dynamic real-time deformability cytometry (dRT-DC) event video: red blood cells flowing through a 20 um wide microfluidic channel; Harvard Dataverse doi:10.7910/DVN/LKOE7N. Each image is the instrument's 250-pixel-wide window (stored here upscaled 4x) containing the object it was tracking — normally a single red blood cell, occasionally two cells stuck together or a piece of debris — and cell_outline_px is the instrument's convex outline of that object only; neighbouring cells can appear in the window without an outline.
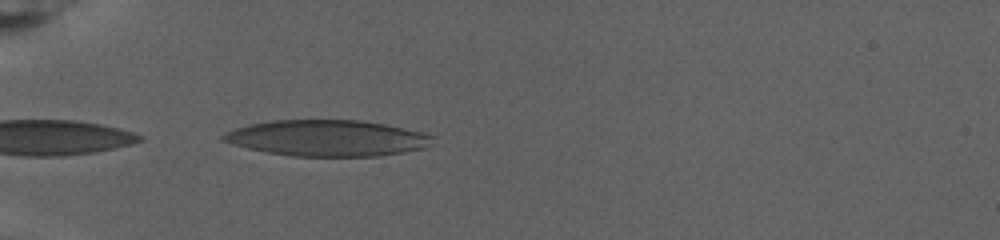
{"species": "human", "species_latin": "Homo sapiens", "temperature_condition": "warm", "stored_images_in_passage": 9, "camera_frame_rate_fps": 3000, "um_per_image_px": 0.085, "donor": {"sex": "female"}, "frame": {"image": 1, "passage_image": 2, "time_ms": 0.333, "image_size_px": [1000, 240], "cell_outline_px": [[436, 136], [432, 144], [424, 148], [404, 152], [376, 156], [292, 156], [268, 152], [248, 148], [232, 144], [220, 140], [220, 136], [224, 132], [248, 124], [272, 120], [360, 120], [384, 124], [404, 128]], "centroid_in_image_um": [27.8, 11.73], "position_along_channel_um": 57.2, "area_um2": 44.16}}
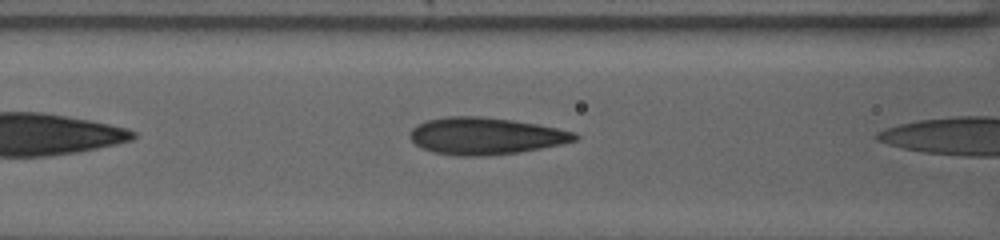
{"frame": {"image": 2, "passage_image": 7, "time_ms": 2.0, "image_size_px": [1000, 240], "cell_outline_px": [[580, 136], [576, 140], [560, 144], [540, 148], [516, 152], [484, 156], [460, 156], [432, 152], [420, 148], [408, 136], [412, 128], [416, 124], [428, 120], [448, 116], [484, 116], [512, 120], [536, 124], [576, 132]], "centroid_in_image_um": [41.23, 11.55], "position_along_channel_um": 125.4, "area_um2": 35.49}}